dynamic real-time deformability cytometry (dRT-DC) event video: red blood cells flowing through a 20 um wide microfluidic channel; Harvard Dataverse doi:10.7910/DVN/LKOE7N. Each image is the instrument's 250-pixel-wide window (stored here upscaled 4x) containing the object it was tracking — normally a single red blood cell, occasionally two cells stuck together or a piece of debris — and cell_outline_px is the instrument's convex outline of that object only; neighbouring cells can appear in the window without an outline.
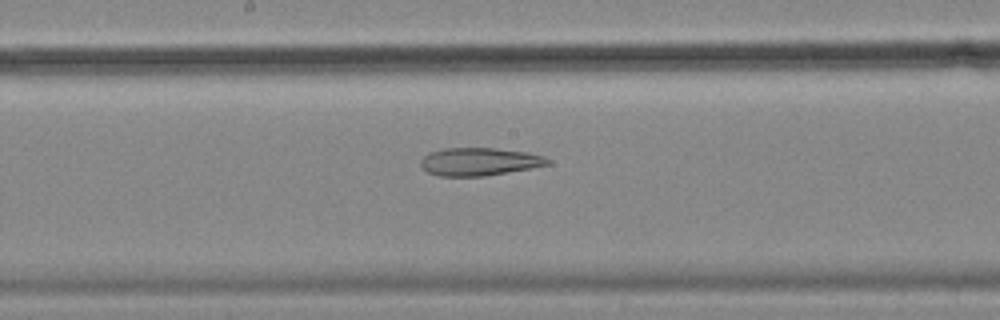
{"species": "common noctule bat (a hibernating species)", "species_latin": "Nyctalus noctula", "temperature_condition": "cold", "stored_images_in_passage": 30, "camera_frame_rate_fps": 3000, "um_per_image_px": 0.085, "animal": {"sex": "female", "body_mass_g": 18.4}, "frame": {"image": 1, "passage_image": 18, "time_ms": 5.667, "image_size_px": [1000, 320], "cell_outline_px": [[552, 164], [532, 168], [484, 176], [440, 176], [428, 172], [420, 164], [420, 160], [428, 152], [444, 148], [496, 148], [528, 152], [544, 156], [552, 160]], "centroid_in_image_um": [40.78, 13.73], "position_along_channel_um": 207.4, "area_um2": 20.81}}
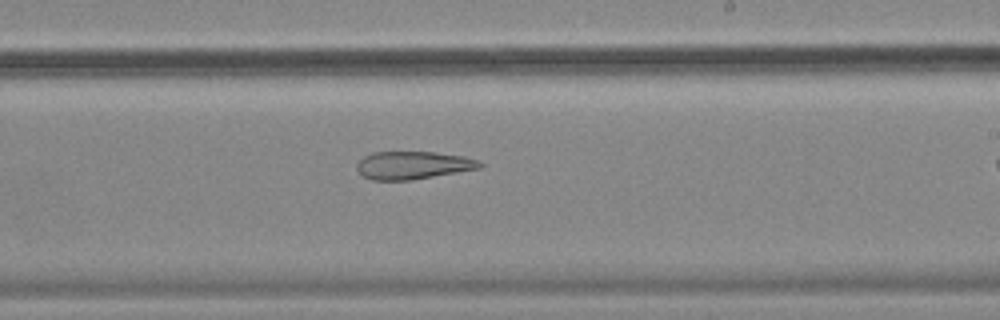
{"frame": {"image": 2, "passage_image": 22, "time_ms": 7.0, "image_size_px": [1000, 320], "cell_outline_px": [[484, 164], [480, 168], [412, 180], [372, 180], [364, 176], [356, 168], [356, 164], [364, 156], [372, 152], [432, 152], [464, 156], [480, 160]], "centroid_in_image_um": [35.12, 14.04], "position_along_channel_um": 253.9, "area_um2": 19.94}}